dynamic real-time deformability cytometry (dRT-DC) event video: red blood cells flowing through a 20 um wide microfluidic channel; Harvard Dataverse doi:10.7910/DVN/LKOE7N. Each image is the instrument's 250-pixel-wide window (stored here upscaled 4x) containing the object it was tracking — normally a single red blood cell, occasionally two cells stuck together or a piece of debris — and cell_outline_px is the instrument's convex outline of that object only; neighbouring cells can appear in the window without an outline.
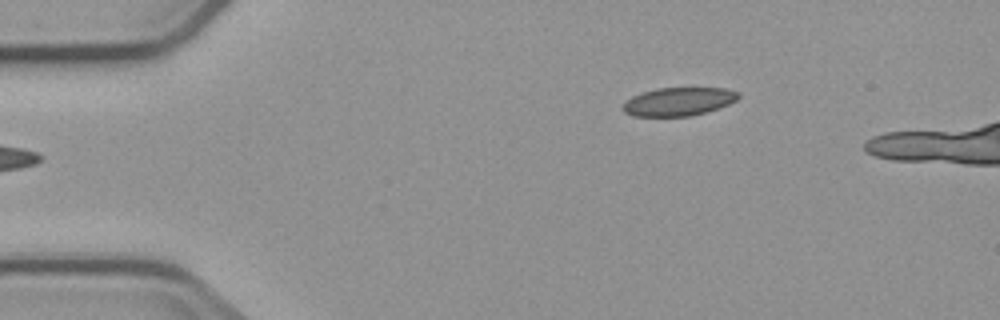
{"species": "common noctule bat (a hibernating species)", "species_latin": "Nyctalus noctula", "temperature_condition": "cold", "stored_images_in_passage": 3, "camera_frame_rate_fps": 3000, "um_per_image_px": 0.085, "animal": {"sex": "male", "body_mass_g": 23.1, "forearm_length_mm": 52.7}, "frame": {"image": 1, "passage_image": 3, "time_ms": 2.333, "image_size_px": [1000, 320], "cell_outline_px": [[740, 96], [736, 100], [728, 104], [692, 116], [632, 116], [624, 112], [624, 104], [632, 96], [656, 88], [724, 88], [740, 92]], "centroid_in_image_um": [57.69, 8.63], "position_along_channel_um": 27.3, "area_um2": 18.84}}